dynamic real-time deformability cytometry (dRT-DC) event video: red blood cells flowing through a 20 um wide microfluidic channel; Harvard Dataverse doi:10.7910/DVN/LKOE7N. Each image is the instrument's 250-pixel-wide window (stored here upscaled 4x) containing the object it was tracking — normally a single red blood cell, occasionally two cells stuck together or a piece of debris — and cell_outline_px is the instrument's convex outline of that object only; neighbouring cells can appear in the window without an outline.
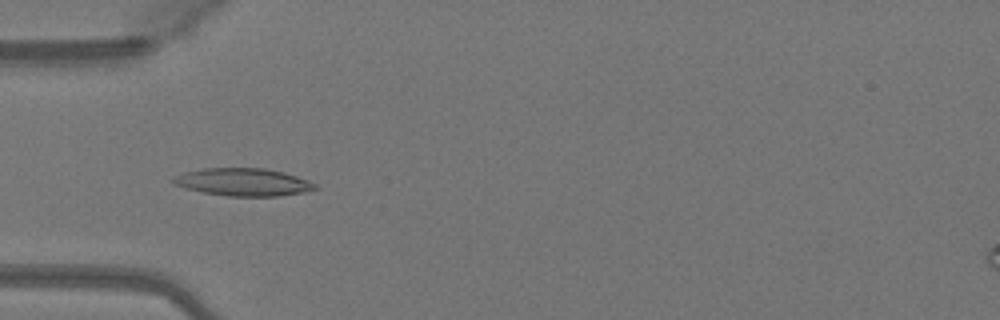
{"species": "Egyptian fruit bat (a non-hibernating species)", "species_latin": "Rousettus aegyptiacus", "temperature_condition": "warm", "stored_images_in_passage": 49, "camera_frame_rate_fps": 3000, "um_per_image_px": 0.085, "animal": {"sex": "female"}, "frame": {"image": 1, "passage_image": 15, "time_ms": 4.667, "image_size_px": [1000, 320], "cell_outline_px": [[320, 188], [304, 192], [280, 196], [228, 196], [204, 192], [184, 188], [176, 184], [172, 180], [172, 176], [184, 172], [204, 168], [264, 168], [284, 172], [308, 180], [316, 184]], "centroid_in_image_um": [20.69, 15.47], "position_along_channel_um": 64.3, "area_um2": 22.89}}
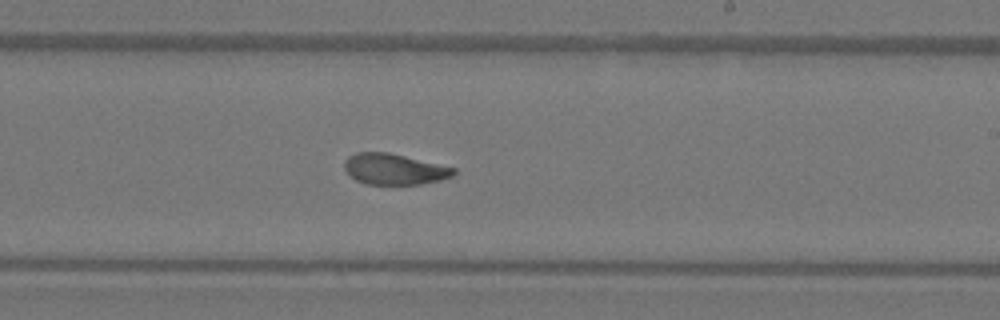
{"frame": {"image": 2, "passage_image": 29, "time_ms": 9.333, "image_size_px": [1000, 320], "cell_outline_px": [[456, 172], [452, 176], [440, 180], [420, 184], [364, 184], [356, 180], [344, 168], [344, 160], [348, 156], [356, 152], [388, 152], [456, 168]], "centroid_in_image_um": [33.5, 14.37], "position_along_channel_um": 255.5, "area_um2": 19.59}}
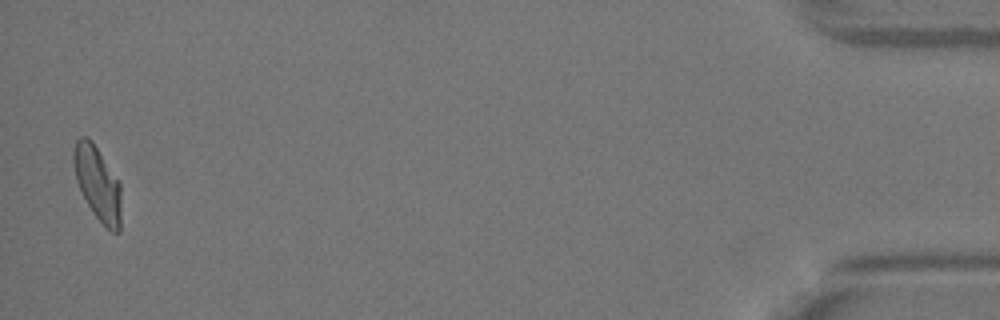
{"frame": {"image": 3, "passage_image": 48, "time_ms": 15.667, "image_size_px": [1000, 320], "cell_outline_px": [[120, 232], [112, 232], [92, 212], [76, 180], [72, 160], [72, 152], [76, 140], [80, 136], [88, 136], [92, 140], [120, 180]], "centroid_in_image_um": [8.29, 15.51], "position_along_channel_um": 426.9, "area_um2": 20.63}, "authors_computed_cell_mechanics": {"area_um2": 21.0392, "velocity_mm_per_s": 4.0979, "shape_relaxation_time_tau1_ms": 5.9477, "shape_relaxation_time_tau2_ms": 1.8593, "deformation_change_tau1": 0.1912, "deformation_change_tau2": 0.0775}}